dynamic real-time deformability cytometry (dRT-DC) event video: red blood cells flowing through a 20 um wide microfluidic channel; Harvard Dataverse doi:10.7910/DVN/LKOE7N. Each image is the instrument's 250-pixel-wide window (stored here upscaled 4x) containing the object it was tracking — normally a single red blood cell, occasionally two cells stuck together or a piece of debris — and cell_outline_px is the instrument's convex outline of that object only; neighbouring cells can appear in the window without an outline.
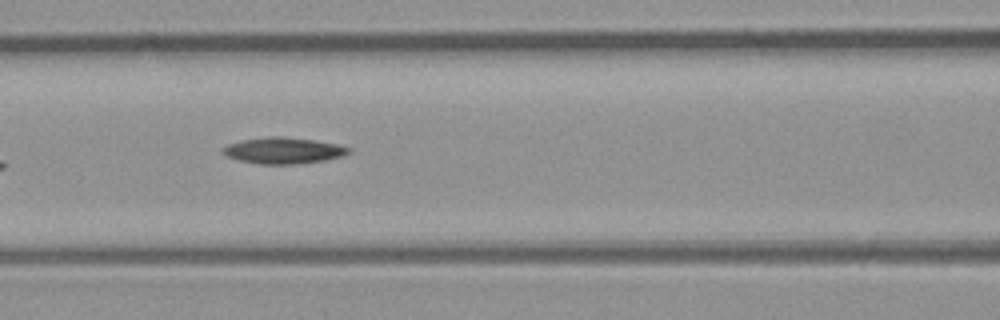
{"species": "common noctule bat (a hibernating species)", "species_latin": "Nyctalus noctula", "temperature_condition": "room temperature", "stored_images_in_passage": 7, "camera_frame_rate_fps": 3000, "um_per_image_px": 0.085, "animal": {"sex": "male", "body_mass_g": 23.1, "forearm_length_mm": 52.7}, "frame": {"image": 1, "passage_image": 5, "time_ms": 5.667, "image_size_px": [1000, 320], "cell_outline_px": [[352, 152], [344, 156], [324, 160], [296, 164], [256, 164], [240, 160], [228, 156], [220, 148], [228, 144], [244, 140], [268, 136], [280, 136], [312, 140], [336, 144], [352, 148]], "centroid_in_image_um": [24.12, 12.8], "position_along_channel_um": 142.5, "area_um2": 19.13}}
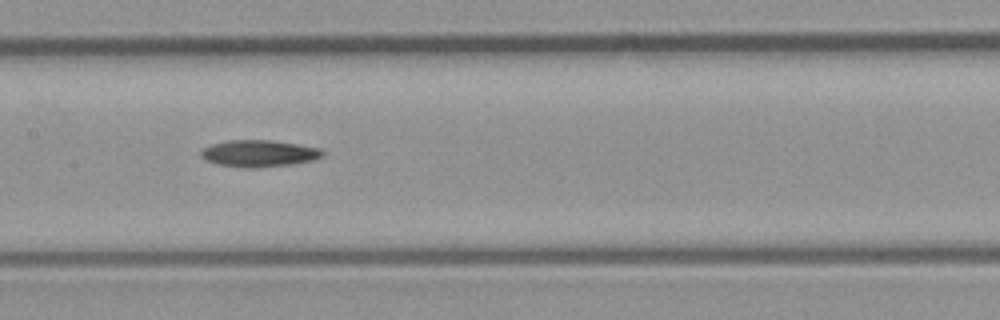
{"frame": {"image": 2, "passage_image": 6, "time_ms": 6.667, "image_size_px": [1000, 320], "cell_outline_px": [[324, 156], [312, 160], [288, 164], [256, 168], [248, 168], [220, 164], [208, 160], [200, 156], [200, 152], [204, 148], [212, 144], [228, 140], [272, 140], [320, 148], [324, 152]], "centroid_in_image_um": [22.03, 13.03], "position_along_channel_um": 185.4, "area_um2": 18.67}}
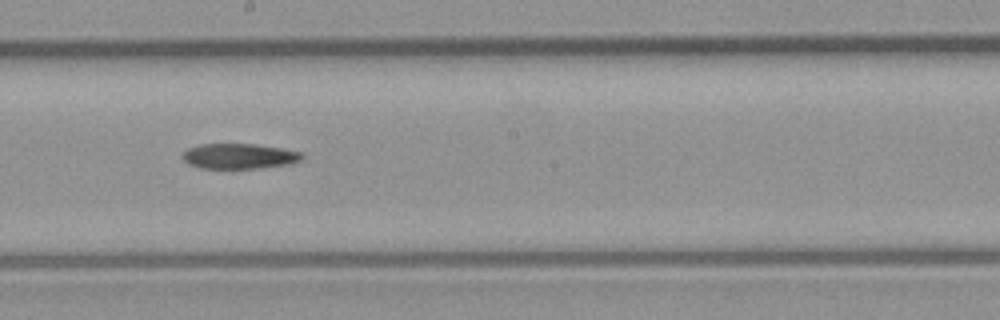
{"frame": {"image": 3, "passage_image": 7, "time_ms": 7.667, "image_size_px": [1000, 320], "cell_outline_px": [[304, 156], [300, 160], [288, 164], [256, 168], [200, 168], [188, 164], [180, 156], [188, 148], [200, 144], [256, 144], [280, 148], [300, 152]], "centroid_in_image_um": [20.28, 13.27], "position_along_channel_um": 227.9, "area_um2": 17.46}}